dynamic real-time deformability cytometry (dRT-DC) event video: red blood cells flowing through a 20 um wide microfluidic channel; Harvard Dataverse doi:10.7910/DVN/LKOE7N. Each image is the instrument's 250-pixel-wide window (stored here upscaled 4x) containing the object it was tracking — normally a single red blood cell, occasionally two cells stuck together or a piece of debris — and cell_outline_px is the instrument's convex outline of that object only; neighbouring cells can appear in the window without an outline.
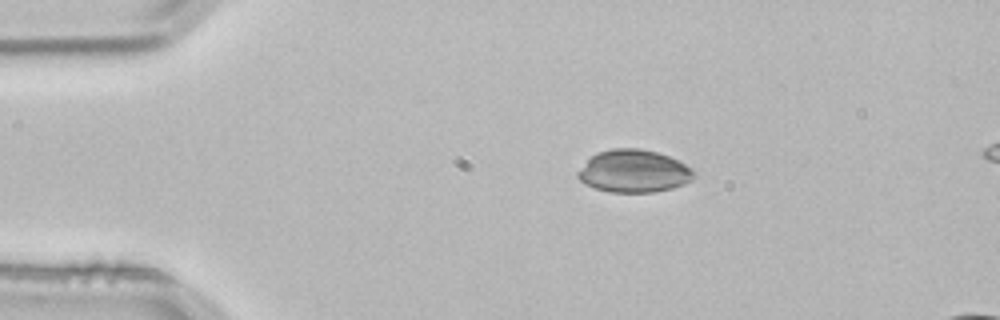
{"species": "common noctule bat (a hibernating species)", "species_latin": "Nyctalus noctula", "temperature_condition": "room temperature", "stored_images_in_passage": 3, "camera_frame_rate_fps": 3000, "um_per_image_px": 0.085, "animal": {"sex": "male", "body_mass_g": 21.5, "forearm_length_mm": 52.0}, "frame": {"image": 1, "passage_image": 1, "time_ms": 0.0, "image_size_px": [1000, 320], "cell_outline_px": [[696, 176], [692, 180], [684, 184], [672, 188], [652, 192], [608, 192], [584, 184], [576, 176], [576, 172], [596, 152], [612, 148], [640, 148], [656, 152], [668, 156], [692, 168], [696, 172]], "centroid_in_image_um": [53.87, 14.55], "position_along_channel_um": 31.1, "area_um2": 28.9}}